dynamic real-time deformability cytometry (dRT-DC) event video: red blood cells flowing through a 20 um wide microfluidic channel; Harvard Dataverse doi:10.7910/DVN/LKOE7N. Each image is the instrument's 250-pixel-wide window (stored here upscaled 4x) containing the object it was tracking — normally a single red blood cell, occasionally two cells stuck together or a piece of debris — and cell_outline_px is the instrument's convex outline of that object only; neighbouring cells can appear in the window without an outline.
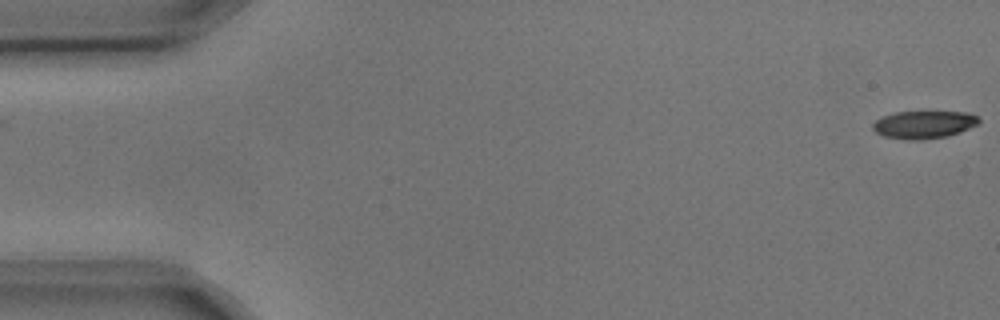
{"species": "common noctule bat (a hibernating species)", "species_latin": "Nyctalus noctula", "temperature_condition": "cold", "stored_images_in_passage": 2, "camera_frame_rate_fps": 3000, "um_per_image_px": 0.085, "animal": {"sex": "male", "body_mass_g": 17.9, "forearm_length_mm": 54.2}, "frame": {"image": 1, "passage_image": 2, "time_ms": 0.333, "image_size_px": [1000, 320], "cell_outline_px": [[980, 124], [960, 132], [948, 136], [920, 140], [908, 140], [884, 136], [876, 132], [872, 128], [872, 124], [876, 120], [884, 116], [896, 112], [968, 112], [980, 116]], "centroid_in_image_um": [78.58, 10.59], "position_along_channel_um": 6.4, "area_um2": 17.22}}